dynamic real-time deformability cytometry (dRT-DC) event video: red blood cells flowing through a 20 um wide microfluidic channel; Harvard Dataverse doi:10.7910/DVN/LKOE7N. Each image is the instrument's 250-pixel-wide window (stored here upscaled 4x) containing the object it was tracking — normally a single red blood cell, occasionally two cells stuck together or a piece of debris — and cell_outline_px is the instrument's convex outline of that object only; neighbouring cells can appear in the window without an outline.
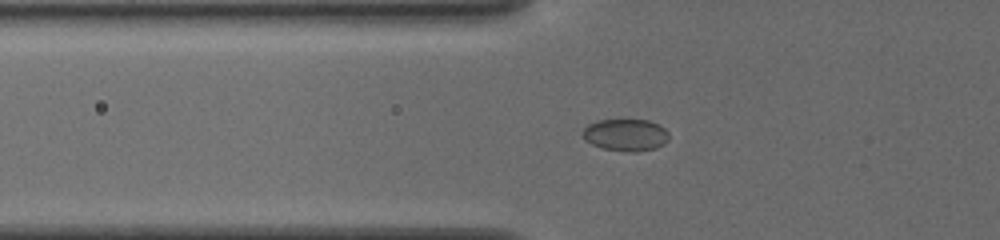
{"species": "common noctule bat (a hibernating species)", "species_latin": "Nyctalus noctula", "temperature_condition": "cold", "stored_images_in_passage": 36, "camera_frame_rate_fps": 3000, "um_per_image_px": 0.085, "animal": {"sex": "female", "body_mass_g": 19.5, "forearm_length_mm": 54.1}, "frame": {"image": 1, "passage_image": 2, "time_ms": 0.333, "image_size_px": [1000, 240], "cell_outline_px": [[668, 140], [664, 144], [656, 148], [636, 152], [628, 152], [600, 148], [584, 140], [584, 128], [588, 124], [600, 120], [648, 120], [664, 128], [668, 132]], "centroid_in_image_um": [53.19, 11.48], "position_along_channel_um": 72.6, "area_um2": 16.07}}
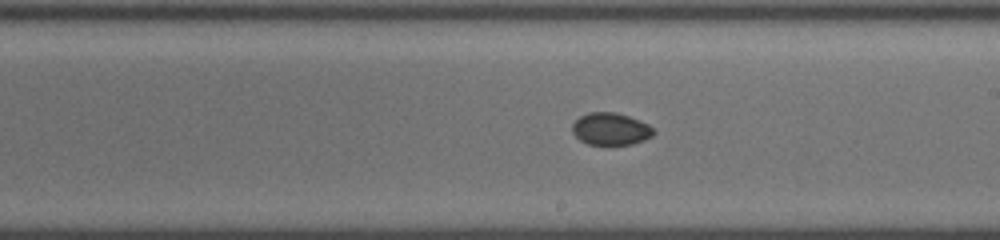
{"frame": {"image": 2, "passage_image": 15, "time_ms": 4.667, "image_size_px": [1000, 240], "cell_outline_px": [[656, 132], [652, 136], [644, 140], [632, 144], [588, 144], [580, 140], [572, 132], [572, 124], [580, 116], [588, 112], [616, 112], [628, 116], [648, 124]], "centroid_in_image_um": [51.9, 10.95], "position_along_channel_um": 237.1, "area_um2": 15.2}}
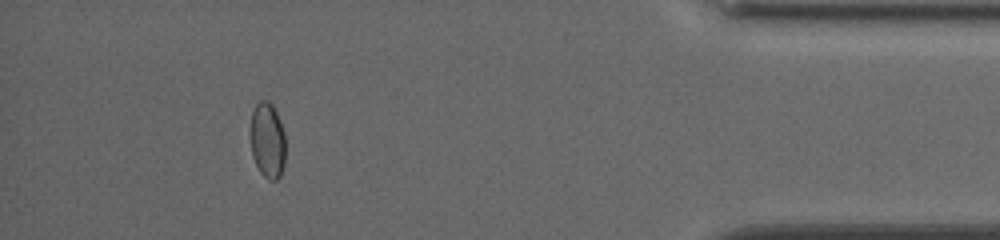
{"frame": {"image": 3, "passage_image": 32, "time_ms": 10.333, "image_size_px": [1000, 240], "cell_outline_px": [[284, 164], [280, 176], [276, 180], [268, 180], [260, 172], [252, 156], [248, 132], [252, 112], [256, 104], [260, 100], [268, 100], [272, 104], [280, 120], [284, 132]], "centroid_in_image_um": [22.69, 11.91], "position_along_channel_um": 412.5, "area_um2": 15.84}}